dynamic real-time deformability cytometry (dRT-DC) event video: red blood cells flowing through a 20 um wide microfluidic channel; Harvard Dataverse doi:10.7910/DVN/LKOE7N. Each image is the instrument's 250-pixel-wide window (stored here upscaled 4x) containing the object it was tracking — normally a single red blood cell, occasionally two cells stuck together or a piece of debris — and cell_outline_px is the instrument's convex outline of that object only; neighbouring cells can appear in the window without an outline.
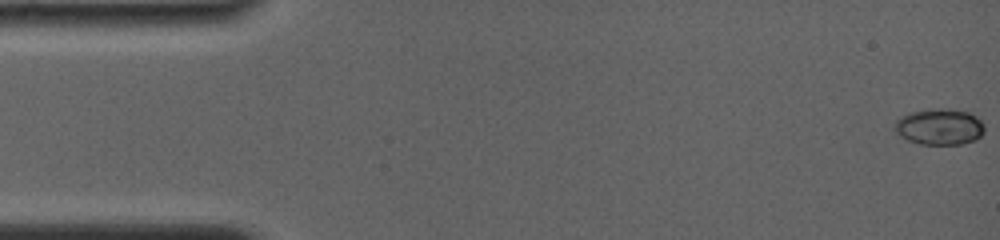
{"species": "common noctule bat (a hibernating species)", "species_latin": "Nyctalus noctula", "temperature_condition": "room temperature", "stored_images_in_passage": 17, "camera_frame_rate_fps": 4000, "um_per_image_px": 0.085, "animal": {"sex": "female", "body_mass_g": 19.0, "forearm_length_mm": 56.7}, "frame": {"image": 1, "passage_image": 1, "time_ms": 0.0, "image_size_px": [1000, 240], "cell_outline_px": [[984, 132], [976, 140], [960, 144], [920, 144], [908, 140], [900, 136], [892, 128], [896, 120], [900, 116], [908, 112], [936, 108], [940, 108], [968, 112], [976, 116], [984, 124]], "centroid_in_image_um": [79.82, 10.77], "position_along_channel_um": 5.2, "area_um2": 19.07}}
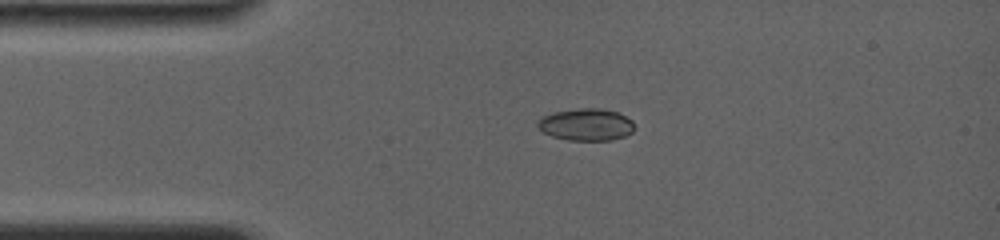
{"frame": {"image": 2, "passage_image": 12, "time_ms": 3.5, "image_size_px": [1000, 240], "cell_outline_px": [[632, 132], [624, 136], [612, 140], [568, 140], [552, 136], [544, 132], [536, 124], [536, 120], [552, 112], [580, 108], [600, 108], [616, 112], [632, 120]], "centroid_in_image_um": [49.79, 10.58], "position_along_channel_um": 35.2, "area_um2": 17.92}}
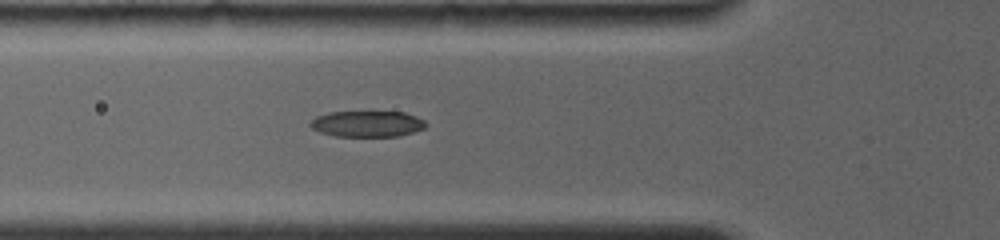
{"frame": {"image": 3, "passage_image": 17, "time_ms": 5.75, "image_size_px": [1000, 240], "cell_outline_px": [[428, 124], [424, 128], [412, 132], [396, 136], [336, 136], [320, 132], [312, 128], [308, 124], [316, 116], [328, 112], [404, 112], [416, 116], [424, 120]], "centroid_in_image_um": [31.21, 10.52], "position_along_channel_um": 94.6, "area_um2": 17.46}}